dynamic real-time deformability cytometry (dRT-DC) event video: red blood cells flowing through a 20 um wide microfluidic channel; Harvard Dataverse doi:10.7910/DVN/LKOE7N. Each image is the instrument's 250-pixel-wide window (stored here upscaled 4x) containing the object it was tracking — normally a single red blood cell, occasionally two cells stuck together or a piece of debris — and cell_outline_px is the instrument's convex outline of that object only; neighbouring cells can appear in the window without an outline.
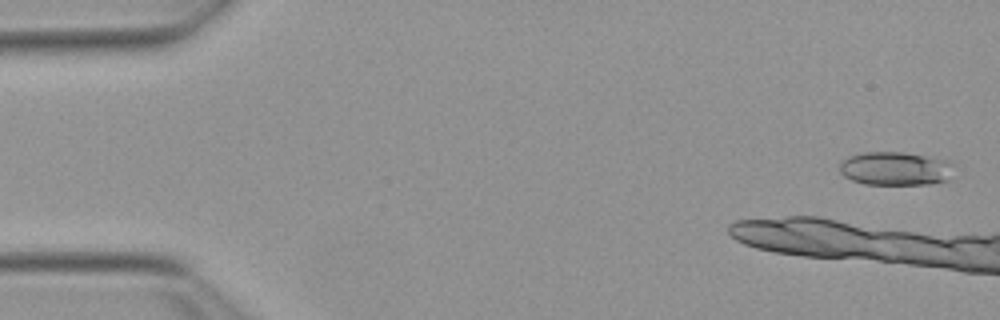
{"species": "Egyptian fruit bat (a non-hibernating species)", "species_latin": "Rousettus aegyptiacus", "temperature_condition": "warm", "stored_images_in_passage": 40, "camera_frame_rate_fps": 3000, "um_per_image_px": 0.085, "animal": {"sex": "female"}, "frame": {"image": 1, "passage_image": 1, "time_ms": 0.0, "image_size_px": [1000, 320], "cell_outline_px": [[952, 164], [948, 180], [932, 184], [864, 184], [852, 180], [844, 176], [840, 172], [840, 160], [848, 156], [860, 152], [904, 152], [948, 160]], "centroid_in_image_um": [76.06, 14.32], "position_along_channel_um": 8.9, "area_um2": 22.43}}